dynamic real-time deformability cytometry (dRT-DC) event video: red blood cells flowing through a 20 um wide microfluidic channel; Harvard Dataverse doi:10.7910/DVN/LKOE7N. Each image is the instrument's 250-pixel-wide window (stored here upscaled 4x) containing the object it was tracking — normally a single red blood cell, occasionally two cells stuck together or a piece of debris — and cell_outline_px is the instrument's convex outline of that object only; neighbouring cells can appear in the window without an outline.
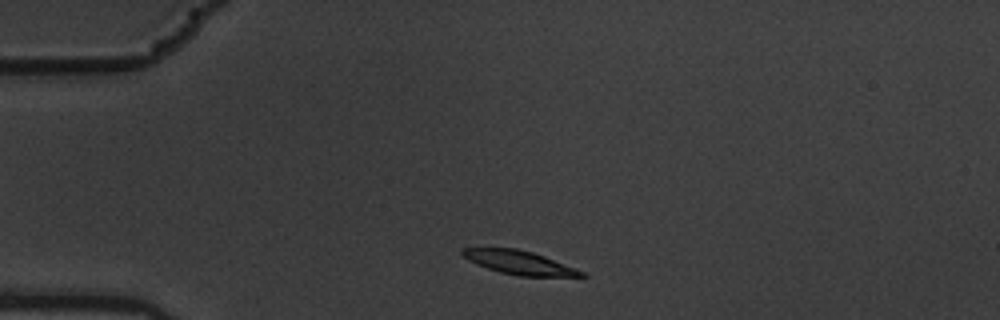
{"species": "common noctule bat (a hibernating species)", "species_latin": "Nyctalus noctula", "temperature_condition": "warm", "stored_images_in_passage": 2, "camera_frame_rate_fps": 3000, "um_per_image_px": 0.085, "animal": {"sex": "male", "body_mass_g": 19.5, "forearm_length_mm": 54.6}, "frame": {"image": 1, "passage_image": 1, "time_ms": 0.0, "image_size_px": [1000, 320], "cell_outline_px": [[588, 276], [516, 276], [500, 272], [476, 264], [468, 260], [460, 252], [460, 248], [516, 248], [532, 252], [544, 256], [576, 268], [584, 272]], "centroid_in_image_um": [44.12, 22.31], "position_along_channel_um": 40.9, "area_um2": 16.3}}